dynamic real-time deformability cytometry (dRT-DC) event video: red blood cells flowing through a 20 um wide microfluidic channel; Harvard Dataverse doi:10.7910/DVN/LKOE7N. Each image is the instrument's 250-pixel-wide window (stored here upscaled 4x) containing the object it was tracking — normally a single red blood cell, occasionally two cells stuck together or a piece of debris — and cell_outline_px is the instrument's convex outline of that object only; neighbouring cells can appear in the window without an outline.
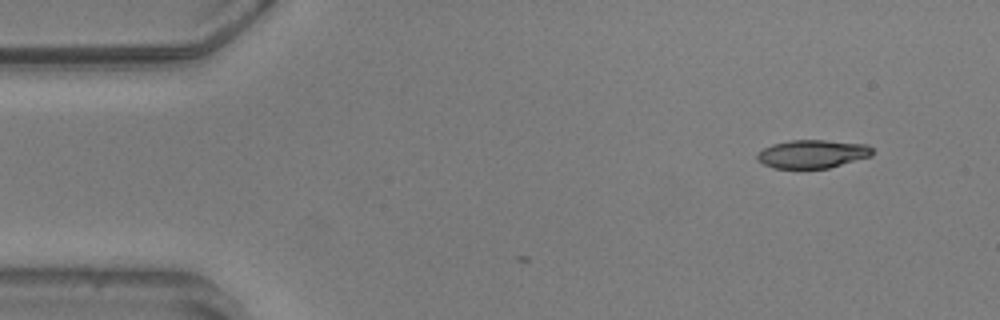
{"species": "common noctule bat (a hibernating species)", "species_latin": "Nyctalus noctula", "temperature_condition": "warm", "stored_images_in_passage": 5, "camera_frame_rate_fps": 3000, "um_per_image_px": 0.085, "animal": {"sex": "male", "body_mass_g": 20.5, "forearm_length_mm": 52.5}, "frame": {"image": 1, "passage_image": 1, "time_ms": 0.0, "image_size_px": [1000, 320], "cell_outline_px": [[872, 156], [828, 168], [772, 168], [756, 160], [756, 156], [764, 148], [772, 144], [792, 140], [824, 140], [868, 144], [872, 148]], "centroid_in_image_um": [69.06, 13.08], "position_along_channel_um": 15.9, "area_um2": 18.96}}